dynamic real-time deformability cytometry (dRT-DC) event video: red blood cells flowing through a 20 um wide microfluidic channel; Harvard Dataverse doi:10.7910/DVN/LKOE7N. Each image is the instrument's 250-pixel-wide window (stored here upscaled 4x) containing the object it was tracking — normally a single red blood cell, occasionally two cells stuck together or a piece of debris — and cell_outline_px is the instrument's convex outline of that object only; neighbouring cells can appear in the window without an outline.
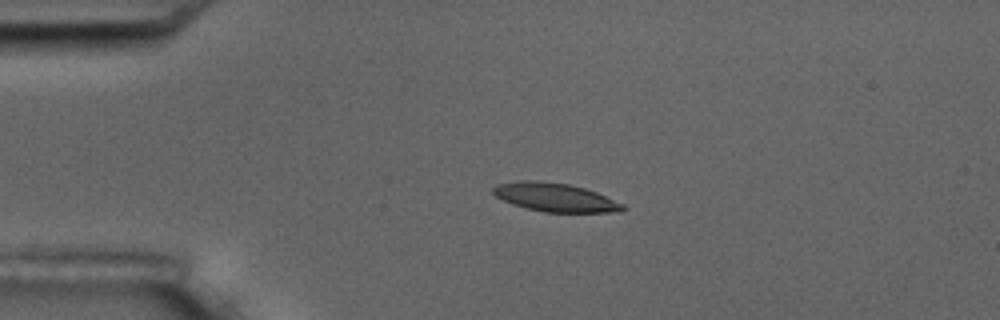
{"species": "common noctule bat (a hibernating species)", "species_latin": "Nyctalus noctula", "temperature_condition": "room temperature", "stored_images_in_passage": 3, "camera_frame_rate_fps": 3000, "um_per_image_px": 0.085, "animal": {"sex": "male", "body_mass_g": 17.5, "forearm_length_mm": 52.3}, "frame": {"image": 1, "passage_image": 2, "time_ms": 1.333, "image_size_px": [1000, 320], "cell_outline_px": [[628, 208], [620, 212], [544, 212], [512, 204], [496, 196], [492, 192], [492, 188], [496, 184], [520, 180], [536, 180], [568, 184], [584, 188], [596, 192], [624, 204]], "centroid_in_image_um": [47.19, 16.77], "position_along_channel_um": 37.8, "area_um2": 21.56}}